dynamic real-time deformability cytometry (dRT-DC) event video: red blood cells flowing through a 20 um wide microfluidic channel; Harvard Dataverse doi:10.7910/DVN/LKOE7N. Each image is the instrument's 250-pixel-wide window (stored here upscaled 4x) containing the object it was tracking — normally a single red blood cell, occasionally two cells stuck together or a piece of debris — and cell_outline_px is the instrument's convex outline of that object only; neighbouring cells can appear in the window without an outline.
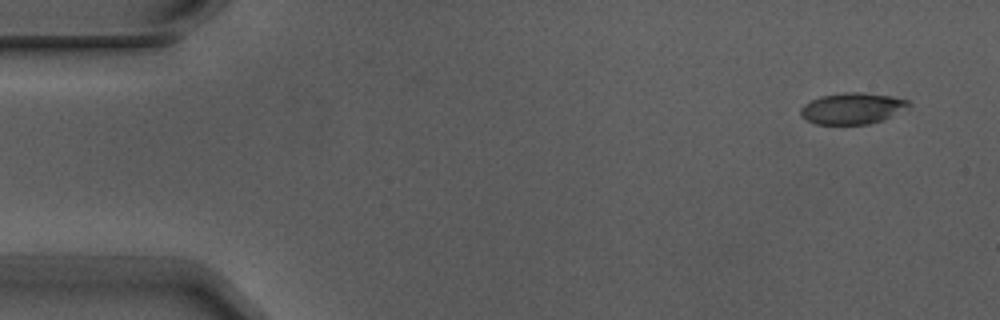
{"species": "Egyptian fruit bat (a non-hibernating species)", "species_latin": "Rousettus aegyptiacus", "temperature_condition": "warm", "stored_images_in_passage": 6, "camera_frame_rate_fps": 3000, "um_per_image_px": 0.085, "animal": {"sex": "male"}, "frame": {"image": 1, "passage_image": 1, "time_ms": 0.0, "image_size_px": [1000, 320], "cell_outline_px": [[912, 104], [880, 120], [868, 124], [816, 124], [800, 116], [800, 108], [804, 104], [820, 96], [844, 92], [864, 92], [892, 96], [908, 100]], "centroid_in_image_um": [72.39, 9.2], "position_along_channel_um": 12.6, "area_um2": 19.42}}
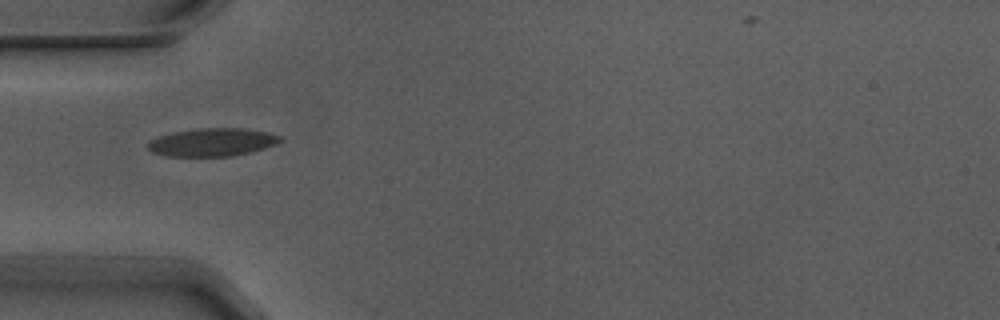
{"frame": {"image": 2, "passage_image": 4, "time_ms": 1.0, "image_size_px": [1000, 320], "cell_outline_px": [[284, 140], [276, 144], [252, 152], [232, 156], [164, 156], [152, 152], [148, 148], [148, 140], [172, 132], [200, 128], [240, 128], [268, 132], [280, 136]], "centroid_in_image_um": [18.05, 12.09], "position_along_channel_um": 67.0, "area_um2": 21.68}}
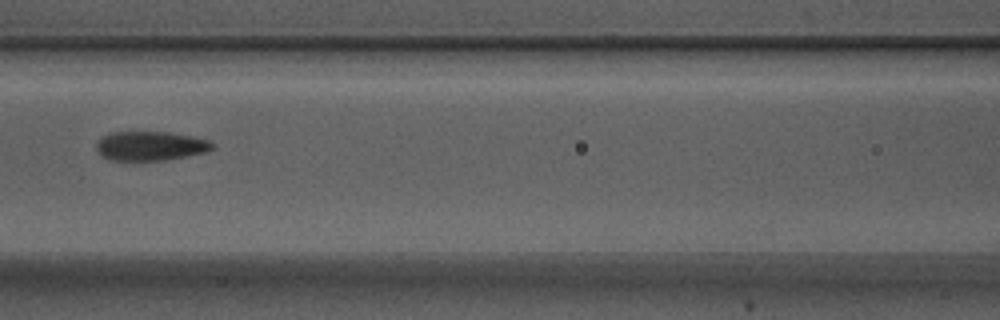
{"frame": {"image": 3, "passage_image": 6, "time_ms": 1.667, "image_size_px": [1000, 320], "cell_outline_px": [[216, 148], [204, 152], [164, 160], [112, 160], [104, 156], [96, 148], [96, 140], [108, 132], [172, 132], [192, 136], [208, 140], [216, 144]], "centroid_in_image_um": [12.8, 12.38], "position_along_channel_um": 153.8, "area_um2": 19.77}}